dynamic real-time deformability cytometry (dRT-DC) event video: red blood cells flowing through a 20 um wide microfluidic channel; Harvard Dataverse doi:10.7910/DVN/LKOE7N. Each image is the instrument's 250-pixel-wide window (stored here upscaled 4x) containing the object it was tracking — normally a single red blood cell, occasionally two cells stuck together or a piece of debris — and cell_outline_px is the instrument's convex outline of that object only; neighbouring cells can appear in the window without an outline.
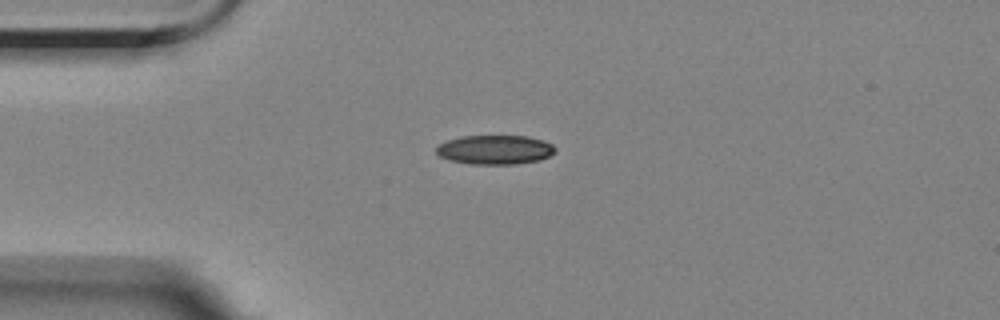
{"species": "Egyptian fruit bat (a non-hibernating species)", "species_latin": "Rousettus aegyptiacus", "temperature_condition": "room temperature", "stored_images_in_passage": 2, "camera_frame_rate_fps": 3000, "um_per_image_px": 0.085, "animal": {"sex": "female"}, "frame": {"image": 1, "passage_image": 1, "time_ms": 0.0, "image_size_px": [1000, 320], "cell_outline_px": [[556, 152], [540, 160], [516, 164], [468, 164], [448, 160], [440, 156], [436, 152], [436, 148], [440, 144], [448, 140], [460, 136], [528, 136], [552, 144], [556, 148]], "centroid_in_image_um": [42.07, 12.73], "position_along_channel_um": 42.9, "area_um2": 20.29}}